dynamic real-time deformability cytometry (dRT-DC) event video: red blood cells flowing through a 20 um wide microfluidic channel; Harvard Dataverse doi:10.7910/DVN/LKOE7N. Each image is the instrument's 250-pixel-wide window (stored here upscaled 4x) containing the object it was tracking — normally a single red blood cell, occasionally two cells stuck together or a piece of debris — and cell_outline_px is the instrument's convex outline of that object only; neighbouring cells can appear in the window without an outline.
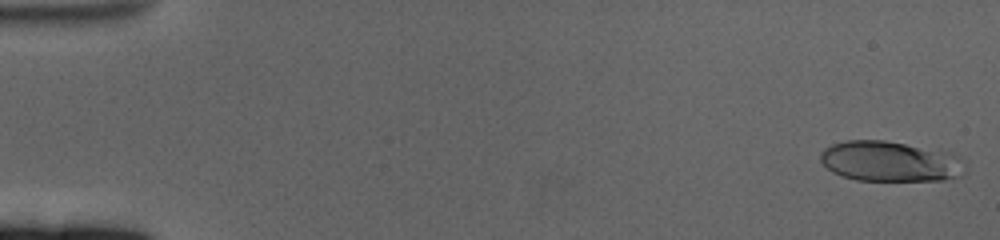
{"species": "human", "species_latin": "Homo sapiens", "temperature_condition": "cold", "stored_images_in_passage": 60, "camera_frame_rate_fps": 3000, "um_per_image_px": 0.085, "donor": {"sex": "female"}, "frame": {"image": 1, "passage_image": 1, "time_ms": 0.0, "image_size_px": [1000, 240], "cell_outline_px": [[968, 172], [964, 176], [944, 180], [856, 180], [840, 176], [832, 172], [820, 160], [820, 152], [824, 148], [832, 144], [848, 140], [884, 140], [952, 152], [956, 156]], "centroid_in_image_um": [75.67, 13.72], "position_along_channel_um": 9.3, "area_um2": 34.22}}
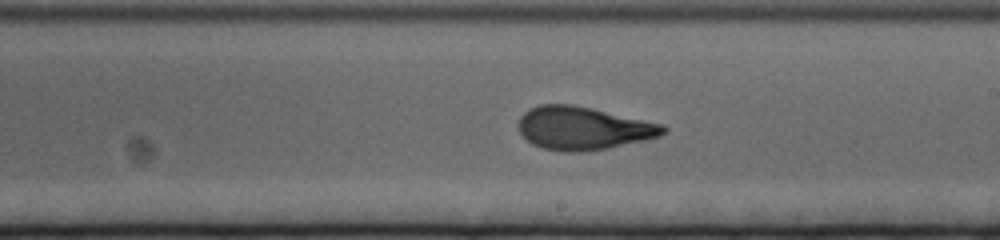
{"frame": {"image": 2, "passage_image": 35, "time_ms": 11.333, "image_size_px": [1000, 240], "cell_outline_px": [[668, 128], [660, 136], [644, 140], [608, 148], [580, 152], [564, 152], [540, 148], [532, 144], [520, 132], [516, 124], [520, 116], [528, 108], [540, 104], [572, 104], [592, 108], [664, 124]], "centroid_in_image_um": [49.54, 10.89], "position_along_channel_um": 239.5, "area_um2": 36.59}}
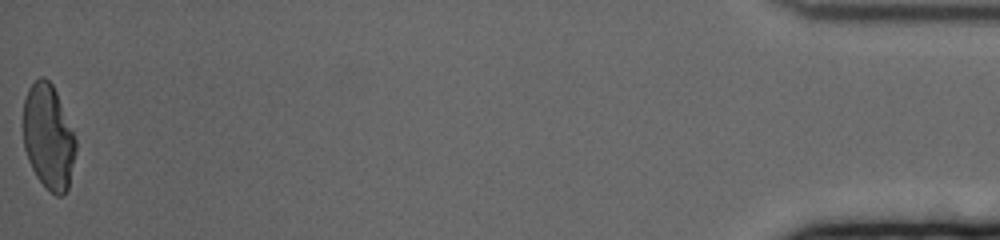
{"frame": {"image": 3, "passage_image": 60, "time_ms": 19.667, "image_size_px": [1000, 240], "cell_outline_px": [[76, 152], [68, 188], [64, 196], [56, 196], [36, 176], [28, 160], [24, 148], [24, 100], [28, 88], [40, 76], [44, 76], [52, 84], [56, 92], [76, 140]], "centroid_in_image_um": [4.12, 11.65], "position_along_channel_um": 431.1, "area_um2": 31.79}, "authors_computed_cell_mechanics": {"area_um2": 34.7378, "velocity_mm_per_s": 3.3807, "shape_relaxation_time_tau1_ms": 7.1611, "shape_relaxation_time_tau2_ms": 1.2639, "deformation_change_tau1": 0.2315, "deformation_change_tau2": 0.0904}}